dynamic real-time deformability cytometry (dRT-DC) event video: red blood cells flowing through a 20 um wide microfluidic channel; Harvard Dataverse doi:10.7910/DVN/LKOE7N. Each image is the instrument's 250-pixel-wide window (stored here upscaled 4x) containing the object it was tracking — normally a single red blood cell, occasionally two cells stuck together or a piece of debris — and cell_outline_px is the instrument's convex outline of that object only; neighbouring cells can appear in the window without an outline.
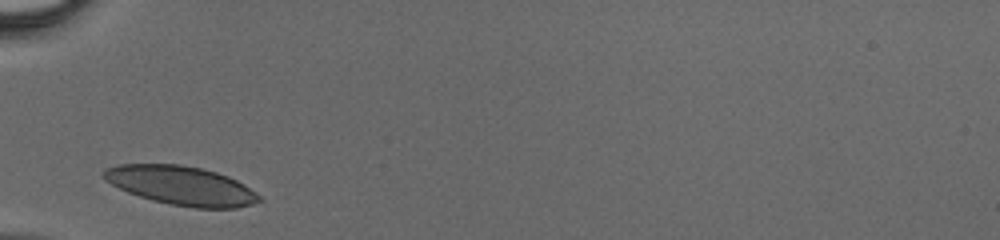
{"species": "human", "species_latin": "Homo sapiens", "temperature_condition": "cold", "stored_images_in_passage": 23, "camera_frame_rate_fps": 3000, "um_per_image_px": 0.085, "donor": {"sex": "male"}, "frame": {"image": 1, "passage_image": 1, "time_ms": 0.0, "image_size_px": [1000, 240], "cell_outline_px": [[260, 200], [252, 204], [236, 208], [196, 208], [168, 204], [152, 200], [128, 192], [112, 184], [104, 176], [104, 168], [116, 164], [180, 164], [200, 168], [216, 172], [228, 176], [244, 184], [256, 192], [260, 196]], "centroid_in_image_um": [15.42, 15.77], "position_along_channel_um": 69.6, "area_um2": 35.08}}
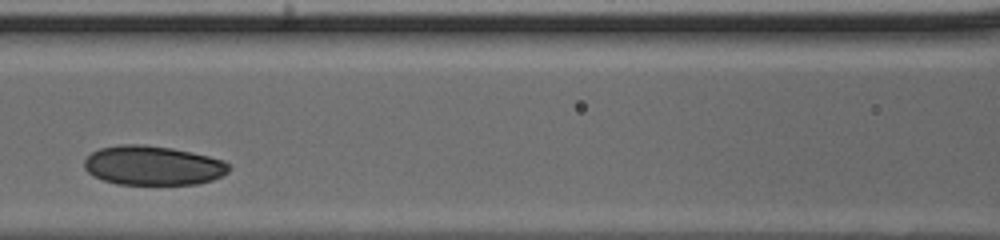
{"frame": {"image": 2, "passage_image": 7, "time_ms": 2.0, "image_size_px": [1000, 240], "cell_outline_px": [[228, 172], [212, 180], [196, 184], [116, 184], [92, 176], [84, 168], [84, 160], [92, 152], [100, 148], [120, 144], [140, 144], [172, 148], [192, 152], [224, 160], [228, 164]], "centroid_in_image_um": [12.97, 14.06], "position_along_channel_um": 153.6, "area_um2": 33.12}}
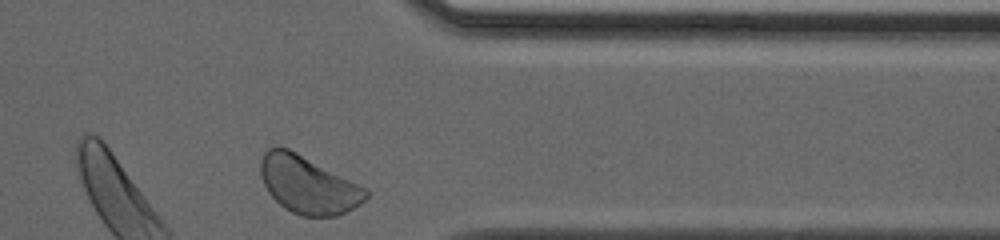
{"frame": {"image": 3, "passage_image": 23, "time_ms": 7.333, "image_size_px": [1000, 240], "cell_outline_px": [[368, 196], [360, 204], [336, 216], [300, 216], [284, 208], [268, 192], [260, 176], [260, 160], [264, 152], [268, 148], [288, 148], [368, 188]], "centroid_in_image_um": [26.18, 15.71], "position_along_channel_um": 385.2, "area_um2": 35.08}}